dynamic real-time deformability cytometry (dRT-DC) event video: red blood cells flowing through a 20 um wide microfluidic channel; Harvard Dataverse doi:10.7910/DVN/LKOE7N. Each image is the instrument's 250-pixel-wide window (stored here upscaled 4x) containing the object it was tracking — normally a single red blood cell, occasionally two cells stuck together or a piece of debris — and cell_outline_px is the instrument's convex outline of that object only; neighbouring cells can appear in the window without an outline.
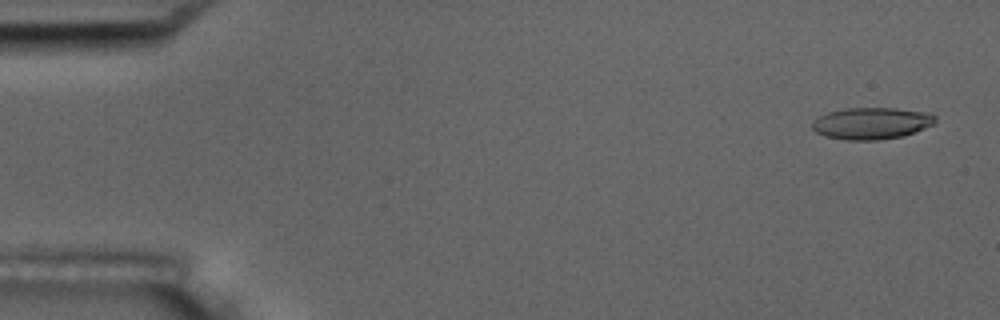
{"species": "common noctule bat (a hibernating species)", "species_latin": "Nyctalus noctula", "temperature_condition": "room temperature", "stored_images_in_passage": 5, "camera_frame_rate_fps": 3000, "um_per_image_px": 0.085, "animal": {"sex": "male", "body_mass_g": 17.5, "forearm_length_mm": 52.3}, "frame": {"image": 1, "passage_image": 1, "time_ms": 0.0, "image_size_px": [1000, 320], "cell_outline_px": [[936, 124], [904, 136], [880, 140], [848, 140], [824, 136], [816, 132], [812, 128], [812, 120], [828, 112], [844, 108], [896, 108], [932, 112], [936, 116]], "centroid_in_image_um": [74.13, 10.47], "position_along_channel_um": 10.9, "area_um2": 23.18}}
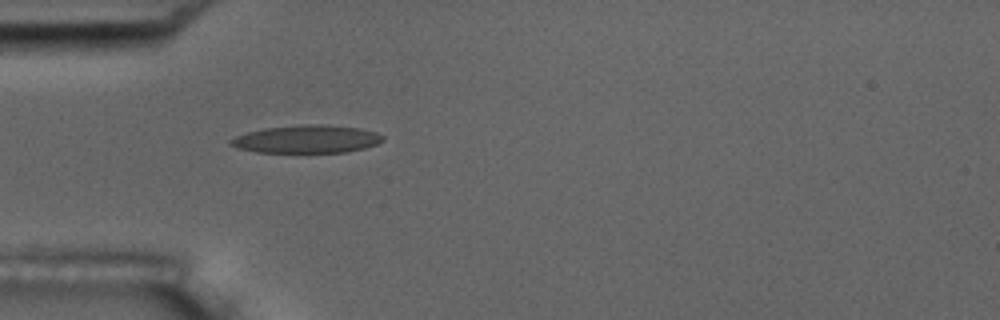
{"frame": {"image": 2, "passage_image": 5, "time_ms": 4.667, "image_size_px": [1000, 320], "cell_outline_px": [[384, 140], [376, 144], [364, 148], [348, 152], [256, 152], [236, 148], [228, 144], [228, 140], [236, 136], [248, 132], [264, 128], [308, 124], [328, 124], [360, 128], [376, 132], [384, 136]], "centroid_in_image_um": [26.07, 11.82], "position_along_channel_um": 58.9, "area_um2": 24.85}}